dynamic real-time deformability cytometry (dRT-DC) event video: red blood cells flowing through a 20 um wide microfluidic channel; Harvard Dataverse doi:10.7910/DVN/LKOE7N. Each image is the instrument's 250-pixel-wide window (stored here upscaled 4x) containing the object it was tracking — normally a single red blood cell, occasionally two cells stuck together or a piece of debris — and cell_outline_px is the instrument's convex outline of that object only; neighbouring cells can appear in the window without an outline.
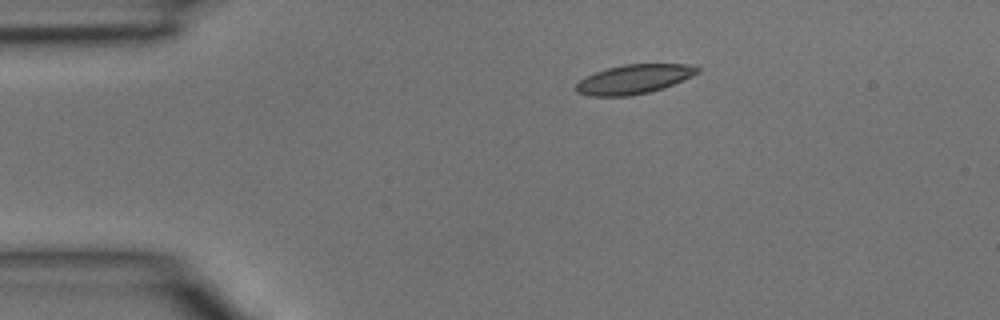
{"species": "common noctule bat (a hibernating species)", "species_latin": "Nyctalus noctula", "temperature_condition": "room temperature", "stored_images_in_passage": 4, "camera_frame_rate_fps": 3000, "um_per_image_px": 0.085, "animal": {"sex": "male", "body_mass_g": 15.6}, "frame": {"image": 1, "passage_image": 2, "time_ms": 0.333, "image_size_px": [1000, 320], "cell_outline_px": [[700, 72], [692, 76], [664, 88], [648, 92], [628, 96], [588, 96], [576, 92], [576, 84], [584, 76], [608, 68], [624, 64], [688, 64], [700, 68]], "centroid_in_image_um": [53.88, 6.73], "position_along_channel_um": 31.1, "area_um2": 20.69}}
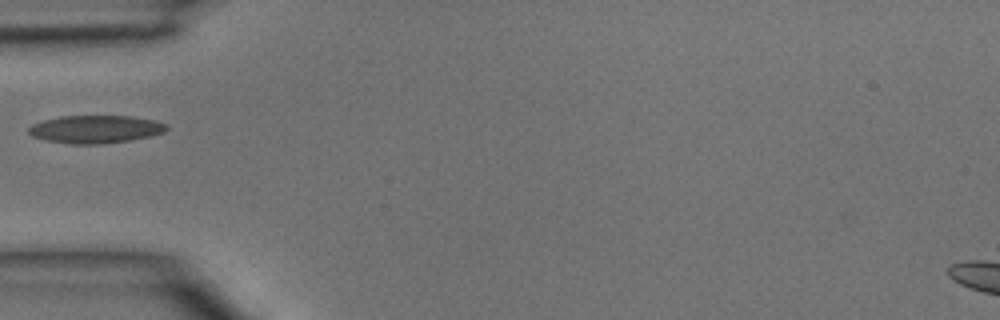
{"frame": {"image": 2, "passage_image": 4, "time_ms": 1.0, "image_size_px": [1000, 320], "cell_outline_px": [[168, 128], [164, 132], [148, 136], [128, 140], [104, 144], [72, 144], [44, 140], [32, 136], [28, 132], [28, 128], [32, 124], [44, 120], [60, 116], [132, 116], [156, 120], [168, 124]], "centroid_in_image_um": [8.11, 10.98], "position_along_channel_um": 76.9, "area_um2": 22.43}}